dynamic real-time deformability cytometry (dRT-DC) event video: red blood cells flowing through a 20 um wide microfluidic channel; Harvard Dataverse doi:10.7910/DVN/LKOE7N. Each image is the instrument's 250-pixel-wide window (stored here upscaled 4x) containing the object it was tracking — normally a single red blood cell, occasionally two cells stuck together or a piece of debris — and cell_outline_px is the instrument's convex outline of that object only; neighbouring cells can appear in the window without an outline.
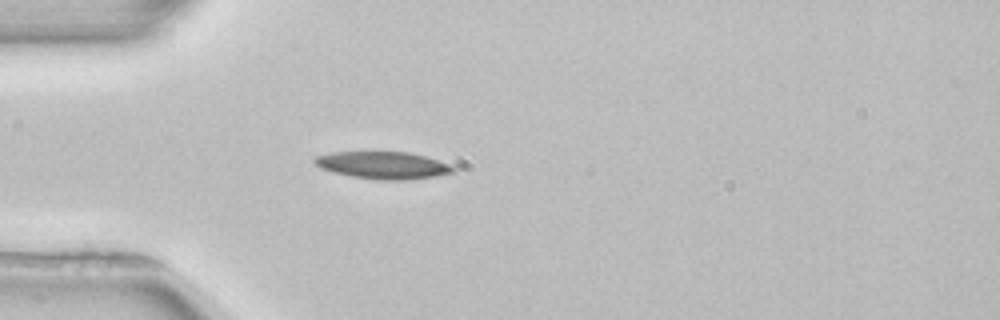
{"species": "common noctule bat (a hibernating species)", "species_latin": "Nyctalus noctula", "temperature_condition": "room temperature", "stored_images_in_passage": 44, "camera_frame_rate_fps": 3000, "um_per_image_px": 0.085, "animal": {"sex": "female", "body_mass_g": 22.7, "forearm_length_mm": 54.2}, "frame": {"image": 1, "passage_image": 7, "time_ms": 2.0, "image_size_px": [1000, 320], "cell_outline_px": [[456, 168], [452, 172], [436, 176], [408, 180], [380, 180], [352, 176], [320, 168], [312, 160], [316, 156], [332, 152], [408, 152], [424, 156], [448, 164]], "centroid_in_image_um": [32.54, 14.04], "position_along_channel_um": 52.5, "area_um2": 21.73}, "authors_computed_cell_mechanics": {"area_um2": 20.7213, "velocity_mm_per_s": 3.9388, "shape_relaxation_time_tau1_ms": 5.4482, "shape_relaxation_time_tau2_ms": null, "deformation_change_tau1": 0.1339, "deformation_change_tau2": null}}